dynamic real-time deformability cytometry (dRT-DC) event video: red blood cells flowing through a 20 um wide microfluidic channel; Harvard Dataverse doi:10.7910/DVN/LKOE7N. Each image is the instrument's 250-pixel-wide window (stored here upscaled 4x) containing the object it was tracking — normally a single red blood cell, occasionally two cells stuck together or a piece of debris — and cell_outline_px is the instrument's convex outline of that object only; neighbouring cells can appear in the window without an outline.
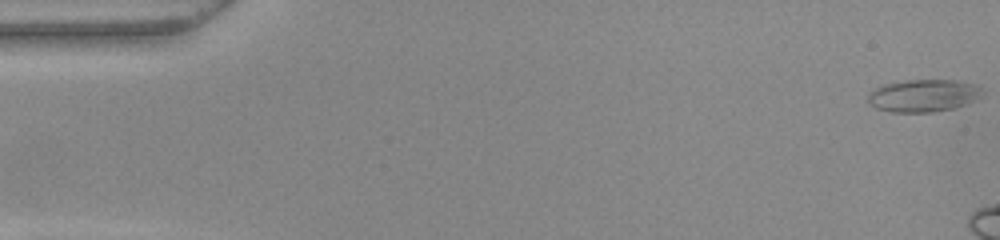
{"species": "common noctule bat (a hibernating species)", "species_latin": "Nyctalus noctula", "temperature_condition": "warm", "stored_images_in_passage": 10, "camera_frame_rate_fps": 3000, "um_per_image_px": 0.085, "animal": {"sex": "female", "body_mass_g": 22.0, "forearm_length_mm": 56.7}, "frame": {"image": 1, "passage_image": 1, "time_ms": 0.0, "image_size_px": [1000, 240], "cell_outline_px": [[984, 92], [980, 96], [968, 104], [952, 108], [932, 112], [888, 112], [876, 108], [868, 104], [868, 92], [872, 88], [880, 84], [904, 80], [956, 80], [976, 84]], "centroid_in_image_um": [78.43, 8.12], "position_along_channel_um": 6.6, "area_um2": 22.02}}